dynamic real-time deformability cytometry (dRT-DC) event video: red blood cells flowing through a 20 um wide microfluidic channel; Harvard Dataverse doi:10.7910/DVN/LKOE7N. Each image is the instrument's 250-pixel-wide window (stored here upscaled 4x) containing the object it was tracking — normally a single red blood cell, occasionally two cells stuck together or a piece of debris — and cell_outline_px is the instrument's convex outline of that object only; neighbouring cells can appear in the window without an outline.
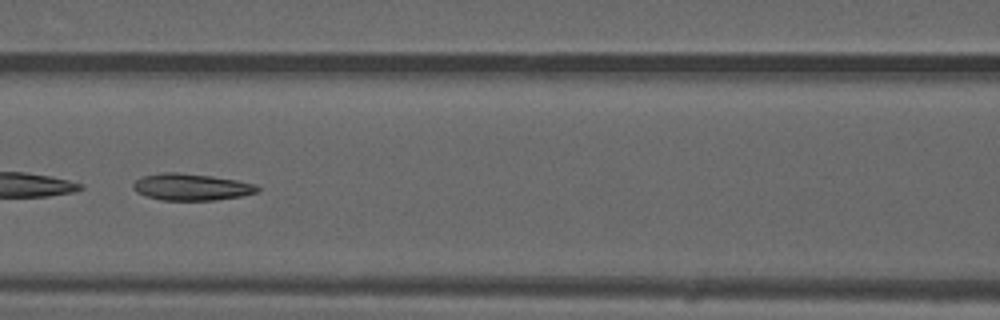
{"species": "common noctule bat (a hibernating species)", "species_latin": "Nyctalus noctula", "temperature_condition": "warm", "stored_images_in_passage": 48, "camera_frame_rate_fps": 3000, "um_per_image_px": 0.085, "animal": {"sex": "male", "forearm_length_mm": 52.5}, "frame": {"image": 1, "passage_image": 21, "time_ms": 6.667, "image_size_px": [1000, 320], "cell_outline_px": [[260, 192], [240, 196], [216, 200], [160, 200], [136, 192], [132, 188], [132, 184], [136, 180], [144, 176], [164, 172], [176, 172], [212, 176], [236, 180], [256, 184], [260, 188]], "centroid_in_image_um": [16.28, 15.9], "position_along_channel_um": 150.3, "area_um2": 19.36}, "authors_computed_cell_mechanics": {"area_um2": 21.8773, "velocity_mm_per_s": 4.035, "shape_relaxation_time_tau1_ms": null, "shape_relaxation_time_tau2_ms": 3.7966, "deformation_change_tau1": null, "deformation_change_tau2": 0.1131}}